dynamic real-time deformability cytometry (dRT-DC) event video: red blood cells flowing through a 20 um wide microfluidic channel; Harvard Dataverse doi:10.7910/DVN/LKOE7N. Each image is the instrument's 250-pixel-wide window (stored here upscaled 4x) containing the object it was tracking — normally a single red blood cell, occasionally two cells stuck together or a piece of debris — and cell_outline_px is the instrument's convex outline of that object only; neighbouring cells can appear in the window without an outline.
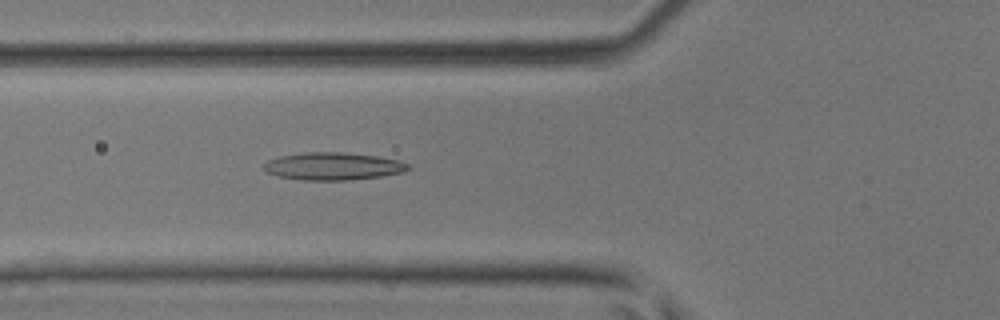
{"species": "common noctule bat (a hibernating species)", "species_latin": "Nyctalus noctula", "temperature_condition": "room temperature", "stored_images_in_passage": 42, "camera_frame_rate_fps": 3000, "um_per_image_px": 0.085, "animal": {"sex": "male", "body_mass_g": 17.9, "forearm_length_mm": 54.2}, "frame": {"image": 1, "passage_image": 13, "time_ms": 4.0, "image_size_px": [1000, 320], "cell_outline_px": [[412, 168], [400, 172], [380, 176], [348, 180], [300, 180], [280, 176], [268, 172], [264, 168], [264, 164], [268, 160], [280, 156], [304, 152], [340, 152], [376, 156], [400, 160], [408, 164]], "centroid_in_image_um": [28.31, 14.12], "position_along_channel_um": 97.5, "area_um2": 22.95}}
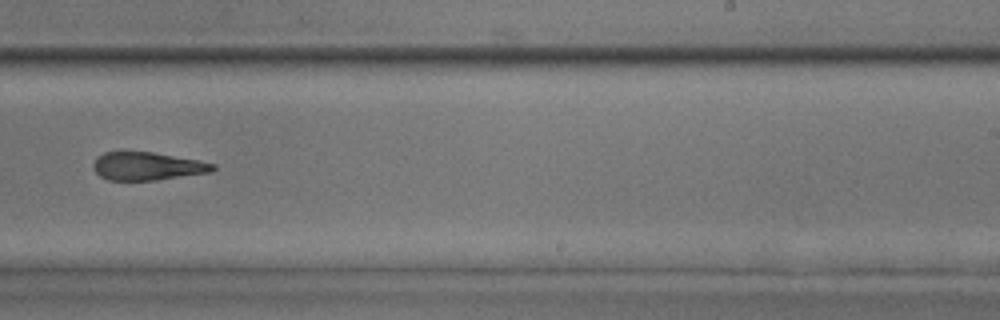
{"frame": {"image": 2, "passage_image": 25, "time_ms": 8.0, "image_size_px": [1000, 320], "cell_outline_px": [[216, 168], [212, 172], [156, 180], [108, 180], [100, 176], [92, 168], [92, 164], [96, 156], [104, 152], [152, 152], [200, 160], [216, 164]], "centroid_in_image_um": [12.52, 14.12], "position_along_channel_um": 276.5, "area_um2": 19.71}}
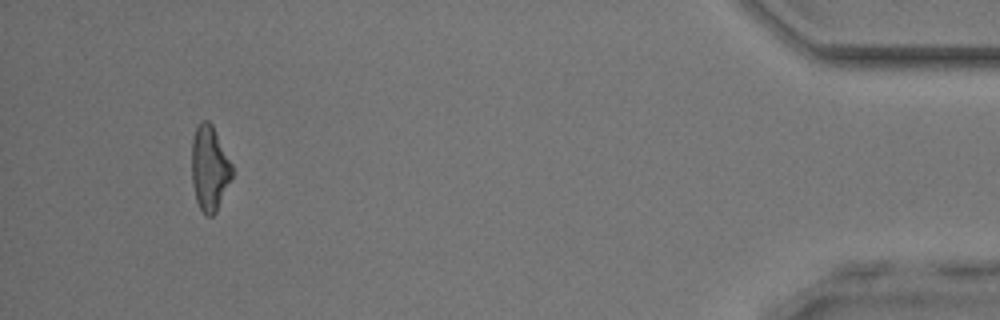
{"frame": {"image": 3, "passage_image": 39, "time_ms": 12.667, "image_size_px": [1000, 320], "cell_outline_px": [[232, 176], [216, 212], [212, 216], [208, 216], [200, 208], [196, 200], [192, 184], [192, 140], [196, 128], [200, 120], [208, 120], [212, 124], [232, 164]], "centroid_in_image_um": [17.8, 14.28], "position_along_channel_um": 417.4, "area_um2": 19.83}}